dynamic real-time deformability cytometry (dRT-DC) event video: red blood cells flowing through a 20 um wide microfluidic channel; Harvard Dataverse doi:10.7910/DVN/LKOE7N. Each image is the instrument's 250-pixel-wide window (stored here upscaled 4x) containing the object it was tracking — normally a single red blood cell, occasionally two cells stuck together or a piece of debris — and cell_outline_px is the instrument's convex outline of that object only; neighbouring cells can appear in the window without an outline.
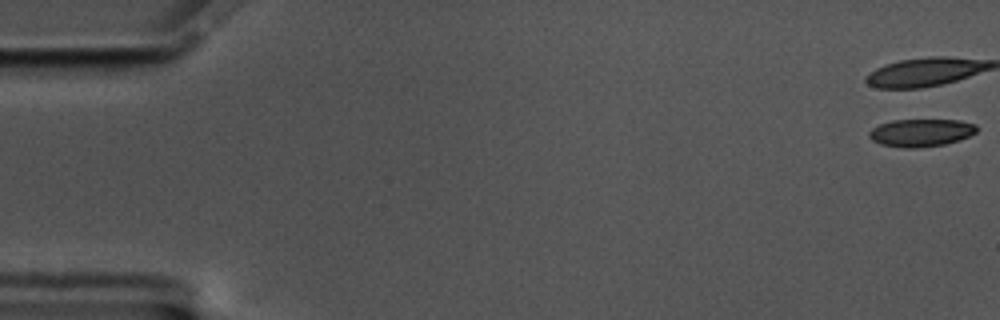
{"species": "common noctule bat (a hibernating species)", "species_latin": "Nyctalus noctula", "temperature_condition": "cold", "stored_images_in_passage": 59, "camera_frame_rate_fps": 3000, "um_per_image_px": 0.085, "animal": {"sex": "male", "body_mass_g": 17.5, "forearm_length_mm": 52.3}, "frame": {"image": 1, "passage_image": 1, "time_ms": 0.0, "image_size_px": [1000, 320], "cell_outline_px": [[976, 132], [960, 140], [944, 144], [916, 148], [904, 148], [880, 144], [872, 140], [868, 136], [868, 132], [872, 128], [880, 124], [892, 120], [960, 120], [976, 124]], "centroid_in_image_um": [78.26, 11.28], "position_along_channel_um": 6.7, "area_um2": 17.34}}